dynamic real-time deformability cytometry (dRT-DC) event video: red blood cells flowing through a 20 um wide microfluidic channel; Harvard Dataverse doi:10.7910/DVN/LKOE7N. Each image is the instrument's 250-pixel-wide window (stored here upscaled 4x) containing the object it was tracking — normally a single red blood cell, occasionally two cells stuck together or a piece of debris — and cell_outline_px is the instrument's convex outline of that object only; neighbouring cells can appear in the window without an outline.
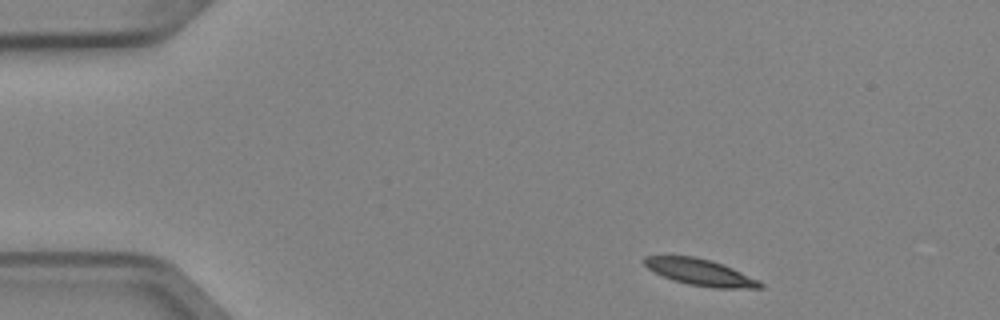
{"species": "Egyptian fruit bat (a non-hibernating species)", "species_latin": "Rousettus aegyptiacus", "temperature_condition": "cold", "stored_images_in_passage": 3, "camera_frame_rate_fps": 3000, "um_per_image_px": 0.085, "animal": {"sex": "female"}, "frame": {"image": 1, "passage_image": 1, "time_ms": 0.0, "image_size_px": [1000, 320], "cell_outline_px": [[764, 288], [712, 288], [688, 284], [672, 280], [648, 268], [640, 260], [644, 256], [692, 256], [712, 260], [732, 268], [764, 284]], "centroid_in_image_um": [59.48, 23.14], "position_along_channel_um": 25.5, "area_um2": 17.69}}